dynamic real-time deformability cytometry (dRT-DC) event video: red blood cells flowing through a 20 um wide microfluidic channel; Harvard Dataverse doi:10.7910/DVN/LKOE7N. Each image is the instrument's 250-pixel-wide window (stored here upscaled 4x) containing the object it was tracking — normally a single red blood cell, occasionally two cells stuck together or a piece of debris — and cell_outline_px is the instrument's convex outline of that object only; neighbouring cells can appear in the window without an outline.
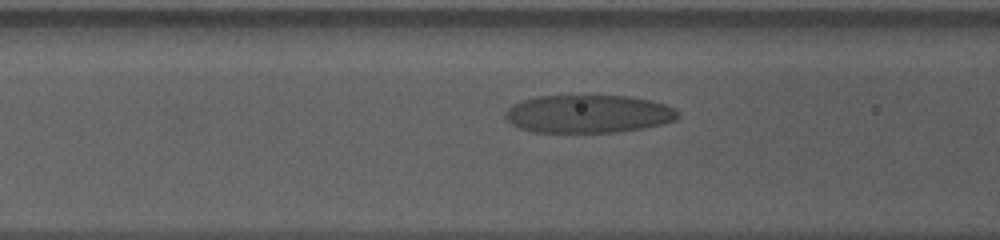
{"species": "human", "species_latin": "Homo sapiens", "temperature_condition": "cold", "stored_images_in_passage": 10, "camera_frame_rate_fps": 3000, "um_per_image_px": 0.085, "donor": {"sex": "male"}, "frame": {"image": 1, "passage_image": 7, "time_ms": 2.0, "image_size_px": [1000, 240], "cell_outline_px": [[680, 116], [676, 120], [660, 124], [640, 128], [616, 132], [532, 132], [520, 128], [512, 124], [504, 116], [504, 112], [512, 104], [520, 100], [536, 96], [628, 96], [648, 100], [664, 104], [676, 108], [680, 112]], "centroid_in_image_um": [49.98, 9.68], "position_along_channel_um": 116.6, "area_um2": 38.26}}